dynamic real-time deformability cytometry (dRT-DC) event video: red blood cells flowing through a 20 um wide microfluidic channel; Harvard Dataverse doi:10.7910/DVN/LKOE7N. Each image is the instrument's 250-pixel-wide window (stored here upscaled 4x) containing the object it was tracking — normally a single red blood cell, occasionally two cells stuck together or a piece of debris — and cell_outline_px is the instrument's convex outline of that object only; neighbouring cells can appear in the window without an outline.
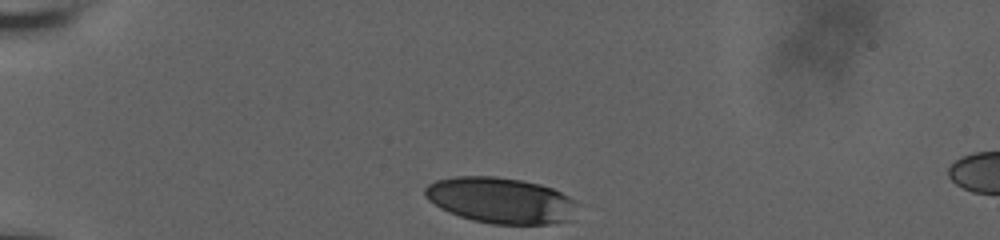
{"species": "human", "species_latin": "Homo sapiens", "temperature_condition": "room temperature", "stored_images_in_passage": 55, "camera_frame_rate_fps": 3000, "um_per_image_px": 0.085, "donor": {"sex": "male"}, "frame": {"image": 1, "passage_image": 1, "time_ms": 0.0, "image_size_px": [1000, 240], "cell_outline_px": [[576, 200], [568, 220], [548, 224], [492, 224], [472, 220], [448, 212], [440, 208], [428, 200], [424, 196], [424, 188], [428, 184], [436, 180], [456, 176], [496, 176], [520, 180], [540, 184], [552, 188]], "centroid_in_image_um": [42.48, 17.02], "position_along_channel_um": 42.5, "area_um2": 40.52}}
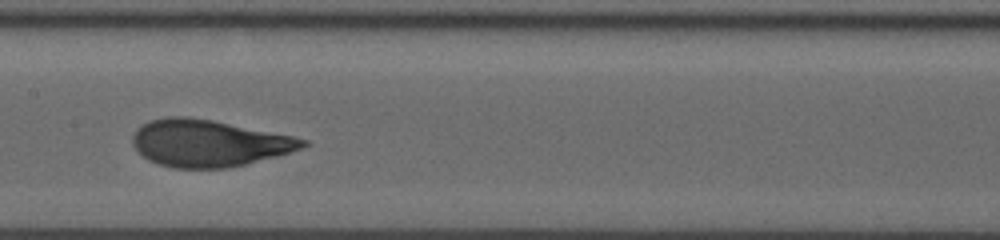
{"frame": {"image": 2, "passage_image": 30, "time_ms": 5.333, "image_size_px": [1000, 240], "cell_outline_px": [[308, 144], [300, 148], [276, 156], [228, 168], [172, 168], [156, 164], [148, 160], [132, 144], [132, 136], [136, 128], [152, 120], [168, 116], [184, 116], [212, 120], [292, 136], [308, 140]], "centroid_in_image_um": [17.69, 12.17], "position_along_channel_um": 189.7, "area_um2": 46.07}}
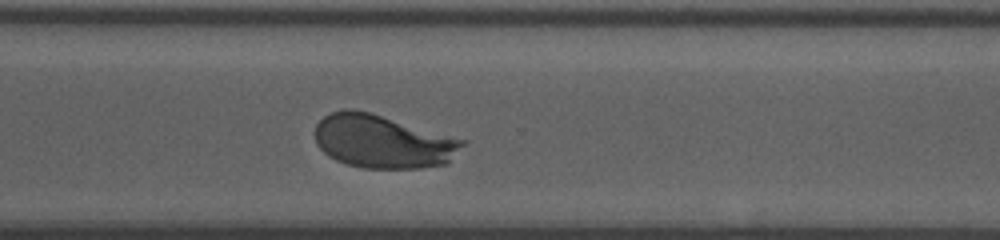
{"frame": {"image": 3, "passage_image": 54, "time_ms": 9.333, "image_size_px": [1000, 240], "cell_outline_px": [[468, 140], [448, 164], [420, 168], [364, 168], [348, 164], [336, 160], [328, 156], [316, 144], [316, 124], [324, 116], [332, 112], [348, 108], [368, 112]], "centroid_in_image_um": [32.56, 12.03], "position_along_channel_um": 338.0, "area_um2": 45.72}}